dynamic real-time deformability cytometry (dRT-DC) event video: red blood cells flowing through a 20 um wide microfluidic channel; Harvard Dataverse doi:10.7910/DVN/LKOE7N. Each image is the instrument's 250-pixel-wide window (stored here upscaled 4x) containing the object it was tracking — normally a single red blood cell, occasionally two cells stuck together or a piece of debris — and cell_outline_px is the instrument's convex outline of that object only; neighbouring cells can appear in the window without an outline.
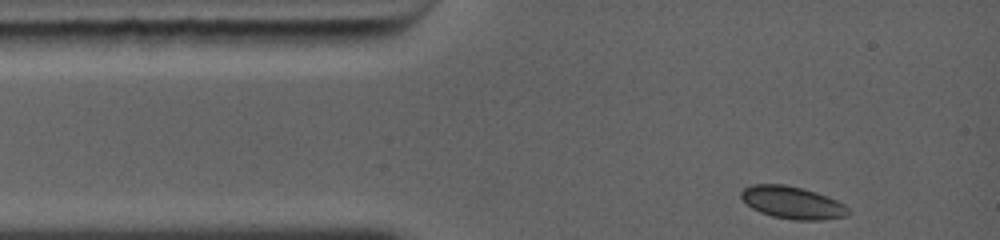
{"species": "common noctule bat (a hibernating species)", "species_latin": "Nyctalus noctula", "temperature_condition": "warm", "stored_images_in_passage": 38, "camera_frame_rate_fps": 5000, "um_per_image_px": 0.085, "animal": {"sex": "female", "body_mass_g": 19.0, "forearm_length_mm": 56.7}, "frame": {"image": 1, "passage_image": 1, "time_ms": 0.0, "image_size_px": [1000, 240], "cell_outline_px": [[852, 212], [848, 216], [820, 220], [792, 220], [772, 216], [760, 212], [752, 208], [740, 196], [740, 192], [744, 188], [752, 184], [784, 184], [816, 192], [828, 196], [844, 204]], "centroid_in_image_um": [67.38, 17.23], "position_along_channel_um": 17.6, "area_um2": 20.29}}
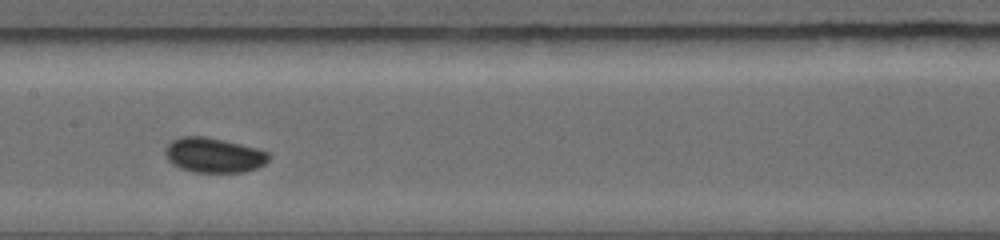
{"frame": {"image": 2, "passage_image": 23, "time_ms": 4.8, "image_size_px": [1000, 240], "cell_outline_px": [[272, 156], [264, 164], [256, 168], [244, 172], [192, 172], [180, 168], [172, 164], [164, 156], [164, 148], [172, 140], [180, 136], [204, 136], [224, 140], [256, 148], [268, 152]], "centroid_in_image_um": [18.14, 13.19], "position_along_channel_um": 189.3, "area_um2": 21.21}}
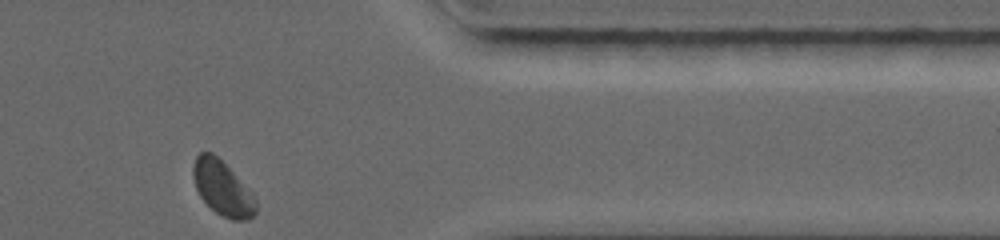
{"frame": {"image": 3, "passage_image": 38, "time_ms": 9.8, "image_size_px": [1000, 240], "cell_outline_px": [[256, 212], [248, 220], [232, 220], [216, 212], [200, 196], [196, 188], [192, 176], [192, 168], [196, 156], [200, 152], [212, 152], [252, 192], [256, 200]], "centroid_in_image_um": [18.9, 16.0], "position_along_channel_um": 392.5, "area_um2": 19.59}, "authors_computed_cell_mechanics": {"area_um2": 20.23, "velocity_mm_per_s": 4.3746, "shape_relaxation_time_tau1_ms": 4.6635, "shape_relaxation_time_tau2_ms": null, "deformation_change_tau1": 0.0664, "deformation_change_tau2": null}}